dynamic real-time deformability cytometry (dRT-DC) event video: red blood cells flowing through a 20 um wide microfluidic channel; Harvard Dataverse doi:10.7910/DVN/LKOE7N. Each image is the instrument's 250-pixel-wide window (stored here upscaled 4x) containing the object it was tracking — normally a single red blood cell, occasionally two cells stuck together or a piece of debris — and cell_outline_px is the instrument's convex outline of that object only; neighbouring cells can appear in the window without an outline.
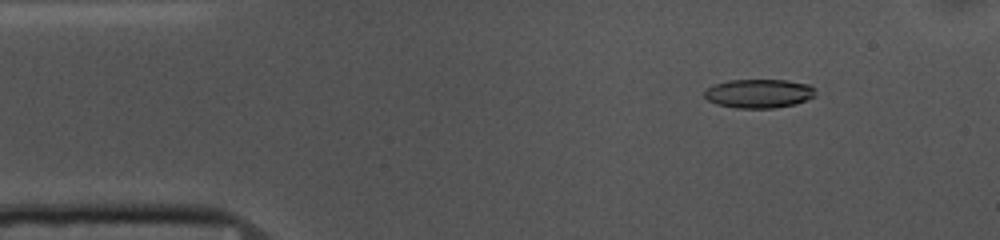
{"species": "common noctule bat (a hibernating species)", "species_latin": "Nyctalus noctula", "temperature_condition": "cold", "stored_images_in_passage": 53, "camera_frame_rate_fps": 3000, "um_per_image_px": 0.085, "animal": {"sex": "female", "body_mass_g": 10.0, "forearm_length_mm": 53.1}, "frame": {"image": 1, "passage_image": 6, "time_ms": 1.667, "image_size_px": [1000, 240], "cell_outline_px": [[816, 96], [796, 104], [776, 108], [736, 108], [716, 104], [708, 100], [704, 96], [704, 92], [708, 88], [716, 84], [728, 80], [788, 80], [808, 84], [816, 88]], "centroid_in_image_um": [64.55, 7.95], "position_along_channel_um": 20.5, "area_um2": 18.84}}
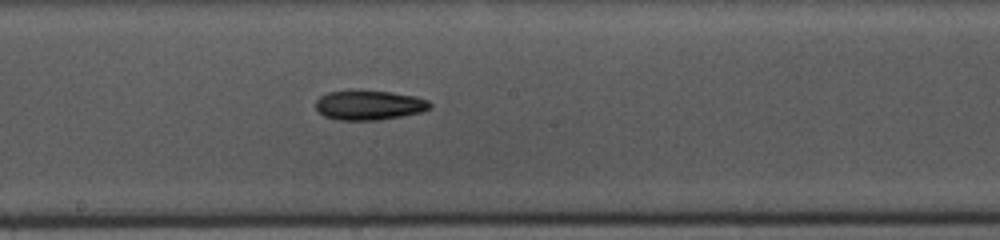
{"frame": {"image": 2, "passage_image": 27, "time_ms": 8.667, "image_size_px": [1000, 240], "cell_outline_px": [[432, 108], [420, 112], [380, 120], [340, 120], [324, 116], [316, 108], [316, 100], [320, 96], [328, 92], [388, 92], [416, 96], [428, 100], [432, 104]], "centroid_in_image_um": [31.41, 8.96], "position_along_channel_um": 216.8, "area_um2": 19.25}}
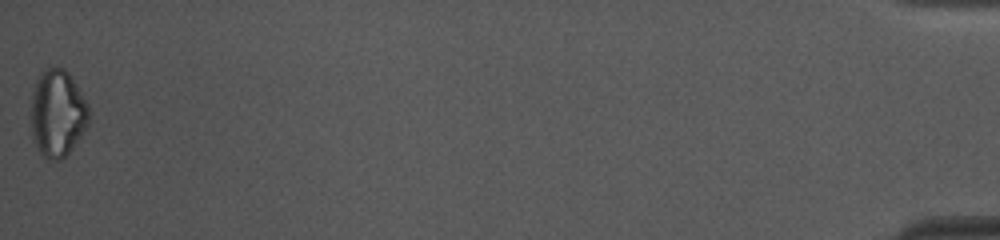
{"frame": {"image": 3, "passage_image": 53, "time_ms": 17.333, "image_size_px": [1000, 240], "cell_outline_px": [[88, 124], [72, 148], [60, 160], [48, 160], [40, 152], [32, 140], [32, 92], [36, 80], [40, 72], [48, 68], [64, 68], [68, 72], [76, 84], [88, 104]], "centroid_in_image_um": [4.87, 9.63], "position_along_channel_um": 430.3, "area_um2": 29.13}, "authors_computed_cell_mechanics": {"area_um2": 19.652, "velocity_mm_per_s": 3.673, "shape_relaxation_time_tau1_ms": 8.8987, "shape_relaxation_time_tau2_ms": 7.905, "deformation_change_tau1": 0.1633, "deformation_change_tau2": 0.1854}}